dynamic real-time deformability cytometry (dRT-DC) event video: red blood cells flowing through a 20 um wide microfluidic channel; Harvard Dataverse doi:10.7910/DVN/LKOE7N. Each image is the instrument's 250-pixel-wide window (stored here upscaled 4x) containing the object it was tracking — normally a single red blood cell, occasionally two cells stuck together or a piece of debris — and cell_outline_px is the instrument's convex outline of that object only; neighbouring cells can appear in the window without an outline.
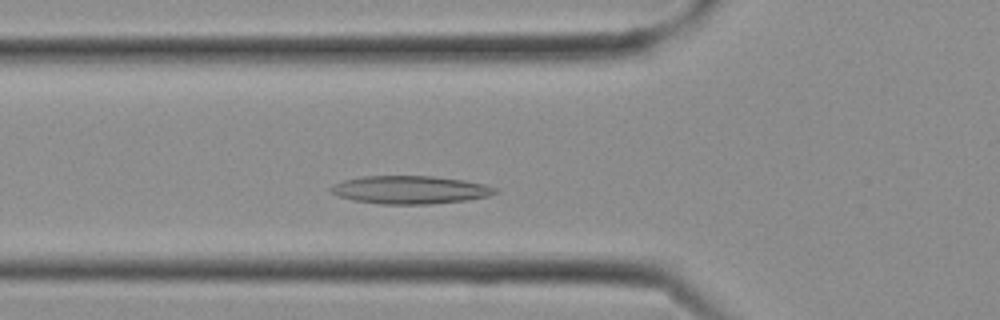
{"species": "Egyptian fruit bat (a non-hibernating species)", "species_latin": "Rousettus aegyptiacus", "temperature_condition": "cold", "stored_images_in_passage": 9, "camera_frame_rate_fps": 3000, "um_per_image_px": 0.085, "frame": {"image": 1, "passage_image": 7, "time_ms": 2.0, "image_size_px": [1000, 320], "cell_outline_px": [[496, 192], [488, 196], [468, 200], [432, 204], [380, 204], [352, 200], [328, 192], [328, 188], [332, 184], [344, 180], [360, 176], [432, 176], [464, 180], [484, 184], [496, 188]], "centroid_in_image_um": [34.8, 16.13], "position_along_channel_um": 91.0, "area_um2": 26.99}}
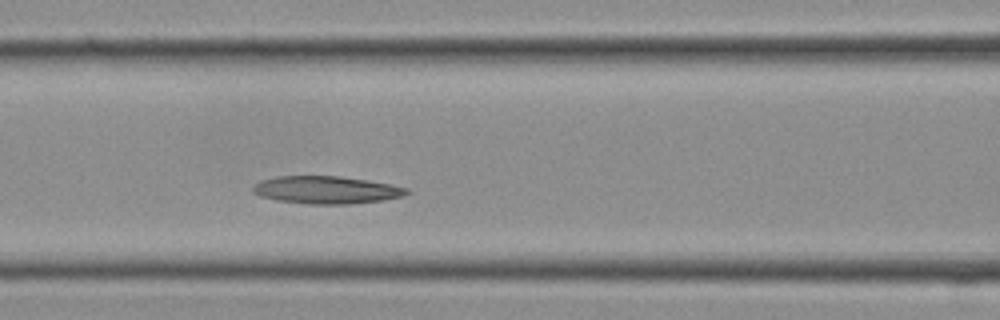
{"frame": {"image": 2, "passage_image": 9, "time_ms": 2.667, "image_size_px": [1000, 320], "cell_outline_px": [[408, 192], [404, 196], [384, 200], [348, 204], [308, 204], [276, 200], [260, 196], [252, 192], [252, 188], [260, 180], [276, 176], [340, 176], [368, 180], [408, 188]], "centroid_in_image_um": [27.71, 16.14], "position_along_channel_um": 138.9, "area_um2": 24.74}}